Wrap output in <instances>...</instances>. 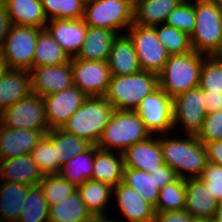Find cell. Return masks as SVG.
I'll use <instances>...</instances> for the list:
<instances>
[{"label":"cell","mask_w":222,"mask_h":222,"mask_svg":"<svg viewBox=\"0 0 222 222\" xmlns=\"http://www.w3.org/2000/svg\"><path fill=\"white\" fill-rule=\"evenodd\" d=\"M207 113L222 110V92H212L202 89Z\"/></svg>","instance_id":"obj_48"},{"label":"cell","mask_w":222,"mask_h":222,"mask_svg":"<svg viewBox=\"0 0 222 222\" xmlns=\"http://www.w3.org/2000/svg\"><path fill=\"white\" fill-rule=\"evenodd\" d=\"M151 135L171 134L173 130V97L158 86L145 96L135 110Z\"/></svg>","instance_id":"obj_11"},{"label":"cell","mask_w":222,"mask_h":222,"mask_svg":"<svg viewBox=\"0 0 222 222\" xmlns=\"http://www.w3.org/2000/svg\"><path fill=\"white\" fill-rule=\"evenodd\" d=\"M73 85L88 97L105 96L111 73L107 61H89L70 58Z\"/></svg>","instance_id":"obj_13"},{"label":"cell","mask_w":222,"mask_h":222,"mask_svg":"<svg viewBox=\"0 0 222 222\" xmlns=\"http://www.w3.org/2000/svg\"><path fill=\"white\" fill-rule=\"evenodd\" d=\"M31 186L0 181V219L2 222H17L22 202Z\"/></svg>","instance_id":"obj_28"},{"label":"cell","mask_w":222,"mask_h":222,"mask_svg":"<svg viewBox=\"0 0 222 222\" xmlns=\"http://www.w3.org/2000/svg\"><path fill=\"white\" fill-rule=\"evenodd\" d=\"M97 149L96 145H91L83 153L62 164L58 175L76 187L86 180L92 179L94 156Z\"/></svg>","instance_id":"obj_31"},{"label":"cell","mask_w":222,"mask_h":222,"mask_svg":"<svg viewBox=\"0 0 222 222\" xmlns=\"http://www.w3.org/2000/svg\"><path fill=\"white\" fill-rule=\"evenodd\" d=\"M113 196L116 205L128 222H153L155 207L144 201L140 195L123 182L113 187Z\"/></svg>","instance_id":"obj_18"},{"label":"cell","mask_w":222,"mask_h":222,"mask_svg":"<svg viewBox=\"0 0 222 222\" xmlns=\"http://www.w3.org/2000/svg\"><path fill=\"white\" fill-rule=\"evenodd\" d=\"M43 178V173L30 154L0 160V181L35 186L39 185Z\"/></svg>","instance_id":"obj_22"},{"label":"cell","mask_w":222,"mask_h":222,"mask_svg":"<svg viewBox=\"0 0 222 222\" xmlns=\"http://www.w3.org/2000/svg\"><path fill=\"white\" fill-rule=\"evenodd\" d=\"M184 0H136L134 24L154 27L166 22L168 15Z\"/></svg>","instance_id":"obj_27"},{"label":"cell","mask_w":222,"mask_h":222,"mask_svg":"<svg viewBox=\"0 0 222 222\" xmlns=\"http://www.w3.org/2000/svg\"><path fill=\"white\" fill-rule=\"evenodd\" d=\"M30 156L44 176L58 174L60 166L56 159V146H53V142L46 135L34 147Z\"/></svg>","instance_id":"obj_39"},{"label":"cell","mask_w":222,"mask_h":222,"mask_svg":"<svg viewBox=\"0 0 222 222\" xmlns=\"http://www.w3.org/2000/svg\"><path fill=\"white\" fill-rule=\"evenodd\" d=\"M111 76L130 75L142 71L134 44L127 34L114 39L107 60Z\"/></svg>","instance_id":"obj_21"},{"label":"cell","mask_w":222,"mask_h":222,"mask_svg":"<svg viewBox=\"0 0 222 222\" xmlns=\"http://www.w3.org/2000/svg\"><path fill=\"white\" fill-rule=\"evenodd\" d=\"M207 162L222 166V140L204 143Z\"/></svg>","instance_id":"obj_47"},{"label":"cell","mask_w":222,"mask_h":222,"mask_svg":"<svg viewBox=\"0 0 222 222\" xmlns=\"http://www.w3.org/2000/svg\"><path fill=\"white\" fill-rule=\"evenodd\" d=\"M88 222H122V220L121 218L119 219L117 216L111 218L110 215L107 216V214H97V215H91Z\"/></svg>","instance_id":"obj_50"},{"label":"cell","mask_w":222,"mask_h":222,"mask_svg":"<svg viewBox=\"0 0 222 222\" xmlns=\"http://www.w3.org/2000/svg\"><path fill=\"white\" fill-rule=\"evenodd\" d=\"M12 26L10 17L4 5L0 2V50L3 49L5 39Z\"/></svg>","instance_id":"obj_49"},{"label":"cell","mask_w":222,"mask_h":222,"mask_svg":"<svg viewBox=\"0 0 222 222\" xmlns=\"http://www.w3.org/2000/svg\"><path fill=\"white\" fill-rule=\"evenodd\" d=\"M213 222H222V201L218 203Z\"/></svg>","instance_id":"obj_51"},{"label":"cell","mask_w":222,"mask_h":222,"mask_svg":"<svg viewBox=\"0 0 222 222\" xmlns=\"http://www.w3.org/2000/svg\"><path fill=\"white\" fill-rule=\"evenodd\" d=\"M199 87L212 92H222V60L203 56Z\"/></svg>","instance_id":"obj_41"},{"label":"cell","mask_w":222,"mask_h":222,"mask_svg":"<svg viewBox=\"0 0 222 222\" xmlns=\"http://www.w3.org/2000/svg\"><path fill=\"white\" fill-rule=\"evenodd\" d=\"M214 1L222 9V0H214Z\"/></svg>","instance_id":"obj_54"},{"label":"cell","mask_w":222,"mask_h":222,"mask_svg":"<svg viewBox=\"0 0 222 222\" xmlns=\"http://www.w3.org/2000/svg\"><path fill=\"white\" fill-rule=\"evenodd\" d=\"M43 98L46 120L49 128L52 129L61 128L88 96L73 85L68 89L49 94Z\"/></svg>","instance_id":"obj_14"},{"label":"cell","mask_w":222,"mask_h":222,"mask_svg":"<svg viewBox=\"0 0 222 222\" xmlns=\"http://www.w3.org/2000/svg\"><path fill=\"white\" fill-rule=\"evenodd\" d=\"M123 153L98 148L95 151L92 180L117 186L123 180Z\"/></svg>","instance_id":"obj_25"},{"label":"cell","mask_w":222,"mask_h":222,"mask_svg":"<svg viewBox=\"0 0 222 222\" xmlns=\"http://www.w3.org/2000/svg\"><path fill=\"white\" fill-rule=\"evenodd\" d=\"M203 56L196 51L169 55L163 70L158 75L159 86L170 97L199 86Z\"/></svg>","instance_id":"obj_4"},{"label":"cell","mask_w":222,"mask_h":222,"mask_svg":"<svg viewBox=\"0 0 222 222\" xmlns=\"http://www.w3.org/2000/svg\"><path fill=\"white\" fill-rule=\"evenodd\" d=\"M217 202L222 201V166L207 162L199 177Z\"/></svg>","instance_id":"obj_44"},{"label":"cell","mask_w":222,"mask_h":222,"mask_svg":"<svg viewBox=\"0 0 222 222\" xmlns=\"http://www.w3.org/2000/svg\"><path fill=\"white\" fill-rule=\"evenodd\" d=\"M159 86L158 75L139 71L130 75L111 76L104 96L115 110L135 111L143 98Z\"/></svg>","instance_id":"obj_5"},{"label":"cell","mask_w":222,"mask_h":222,"mask_svg":"<svg viewBox=\"0 0 222 222\" xmlns=\"http://www.w3.org/2000/svg\"><path fill=\"white\" fill-rule=\"evenodd\" d=\"M32 92L41 97L73 86L71 61L58 66H39L30 71Z\"/></svg>","instance_id":"obj_15"},{"label":"cell","mask_w":222,"mask_h":222,"mask_svg":"<svg viewBox=\"0 0 222 222\" xmlns=\"http://www.w3.org/2000/svg\"><path fill=\"white\" fill-rule=\"evenodd\" d=\"M41 30L29 26H11L2 49L8 69H32L35 45Z\"/></svg>","instance_id":"obj_10"},{"label":"cell","mask_w":222,"mask_h":222,"mask_svg":"<svg viewBox=\"0 0 222 222\" xmlns=\"http://www.w3.org/2000/svg\"><path fill=\"white\" fill-rule=\"evenodd\" d=\"M44 135L42 131L12 129L0 123V160L29 155Z\"/></svg>","instance_id":"obj_19"},{"label":"cell","mask_w":222,"mask_h":222,"mask_svg":"<svg viewBox=\"0 0 222 222\" xmlns=\"http://www.w3.org/2000/svg\"><path fill=\"white\" fill-rule=\"evenodd\" d=\"M211 56L222 60V36H221V41H220V44L218 46V49Z\"/></svg>","instance_id":"obj_53"},{"label":"cell","mask_w":222,"mask_h":222,"mask_svg":"<svg viewBox=\"0 0 222 222\" xmlns=\"http://www.w3.org/2000/svg\"><path fill=\"white\" fill-rule=\"evenodd\" d=\"M70 61L69 56L62 47L53 39L51 34L42 29L35 45L32 68L39 66H58Z\"/></svg>","instance_id":"obj_30"},{"label":"cell","mask_w":222,"mask_h":222,"mask_svg":"<svg viewBox=\"0 0 222 222\" xmlns=\"http://www.w3.org/2000/svg\"><path fill=\"white\" fill-rule=\"evenodd\" d=\"M160 43L169 55L190 53L193 51L190 35L167 24L154 26Z\"/></svg>","instance_id":"obj_37"},{"label":"cell","mask_w":222,"mask_h":222,"mask_svg":"<svg viewBox=\"0 0 222 222\" xmlns=\"http://www.w3.org/2000/svg\"><path fill=\"white\" fill-rule=\"evenodd\" d=\"M195 219L184 209L180 211L156 212L153 222H194Z\"/></svg>","instance_id":"obj_45"},{"label":"cell","mask_w":222,"mask_h":222,"mask_svg":"<svg viewBox=\"0 0 222 222\" xmlns=\"http://www.w3.org/2000/svg\"><path fill=\"white\" fill-rule=\"evenodd\" d=\"M39 185L44 192L49 206L63 201L77 190L75 185L69 183L58 174L45 175L39 182Z\"/></svg>","instance_id":"obj_40"},{"label":"cell","mask_w":222,"mask_h":222,"mask_svg":"<svg viewBox=\"0 0 222 222\" xmlns=\"http://www.w3.org/2000/svg\"><path fill=\"white\" fill-rule=\"evenodd\" d=\"M90 217L91 213L77 190L63 201L49 206V222H88Z\"/></svg>","instance_id":"obj_32"},{"label":"cell","mask_w":222,"mask_h":222,"mask_svg":"<svg viewBox=\"0 0 222 222\" xmlns=\"http://www.w3.org/2000/svg\"><path fill=\"white\" fill-rule=\"evenodd\" d=\"M4 127L12 129H29L47 133L48 126L45 114L44 98L30 93L27 97L4 109L0 113Z\"/></svg>","instance_id":"obj_8"},{"label":"cell","mask_w":222,"mask_h":222,"mask_svg":"<svg viewBox=\"0 0 222 222\" xmlns=\"http://www.w3.org/2000/svg\"><path fill=\"white\" fill-rule=\"evenodd\" d=\"M150 136L151 133L136 111L114 109L96 146L102 150L123 153L131 145Z\"/></svg>","instance_id":"obj_3"},{"label":"cell","mask_w":222,"mask_h":222,"mask_svg":"<svg viewBox=\"0 0 222 222\" xmlns=\"http://www.w3.org/2000/svg\"><path fill=\"white\" fill-rule=\"evenodd\" d=\"M17 222H49V205L40 185L29 188Z\"/></svg>","instance_id":"obj_35"},{"label":"cell","mask_w":222,"mask_h":222,"mask_svg":"<svg viewBox=\"0 0 222 222\" xmlns=\"http://www.w3.org/2000/svg\"><path fill=\"white\" fill-rule=\"evenodd\" d=\"M83 3L87 4L90 3L92 0H81Z\"/></svg>","instance_id":"obj_56"},{"label":"cell","mask_w":222,"mask_h":222,"mask_svg":"<svg viewBox=\"0 0 222 222\" xmlns=\"http://www.w3.org/2000/svg\"><path fill=\"white\" fill-rule=\"evenodd\" d=\"M133 0H92L85 4L82 20L87 26L126 34L134 23Z\"/></svg>","instance_id":"obj_6"},{"label":"cell","mask_w":222,"mask_h":222,"mask_svg":"<svg viewBox=\"0 0 222 222\" xmlns=\"http://www.w3.org/2000/svg\"><path fill=\"white\" fill-rule=\"evenodd\" d=\"M165 24L191 35L195 29V0H184L169 15Z\"/></svg>","instance_id":"obj_42"},{"label":"cell","mask_w":222,"mask_h":222,"mask_svg":"<svg viewBox=\"0 0 222 222\" xmlns=\"http://www.w3.org/2000/svg\"><path fill=\"white\" fill-rule=\"evenodd\" d=\"M8 70L2 50H0V78Z\"/></svg>","instance_id":"obj_52"},{"label":"cell","mask_w":222,"mask_h":222,"mask_svg":"<svg viewBox=\"0 0 222 222\" xmlns=\"http://www.w3.org/2000/svg\"><path fill=\"white\" fill-rule=\"evenodd\" d=\"M205 105L199 86L173 97V130L182 128L181 134L197 135L207 115Z\"/></svg>","instance_id":"obj_12"},{"label":"cell","mask_w":222,"mask_h":222,"mask_svg":"<svg viewBox=\"0 0 222 222\" xmlns=\"http://www.w3.org/2000/svg\"><path fill=\"white\" fill-rule=\"evenodd\" d=\"M45 135L53 142V146H56V159L59 166L91 146L85 139L67 133L61 128H52Z\"/></svg>","instance_id":"obj_33"},{"label":"cell","mask_w":222,"mask_h":222,"mask_svg":"<svg viewBox=\"0 0 222 222\" xmlns=\"http://www.w3.org/2000/svg\"><path fill=\"white\" fill-rule=\"evenodd\" d=\"M124 167L154 173L164 164L159 135L135 143L123 152Z\"/></svg>","instance_id":"obj_16"},{"label":"cell","mask_w":222,"mask_h":222,"mask_svg":"<svg viewBox=\"0 0 222 222\" xmlns=\"http://www.w3.org/2000/svg\"><path fill=\"white\" fill-rule=\"evenodd\" d=\"M218 202L200 178L186 179L185 210L195 220H212Z\"/></svg>","instance_id":"obj_20"},{"label":"cell","mask_w":222,"mask_h":222,"mask_svg":"<svg viewBox=\"0 0 222 222\" xmlns=\"http://www.w3.org/2000/svg\"><path fill=\"white\" fill-rule=\"evenodd\" d=\"M114 108L104 96H91L63 124L61 129L97 145Z\"/></svg>","instance_id":"obj_2"},{"label":"cell","mask_w":222,"mask_h":222,"mask_svg":"<svg viewBox=\"0 0 222 222\" xmlns=\"http://www.w3.org/2000/svg\"><path fill=\"white\" fill-rule=\"evenodd\" d=\"M45 29L62 47L69 58H74L84 42L87 25L82 18L77 20L55 19L49 20Z\"/></svg>","instance_id":"obj_17"},{"label":"cell","mask_w":222,"mask_h":222,"mask_svg":"<svg viewBox=\"0 0 222 222\" xmlns=\"http://www.w3.org/2000/svg\"><path fill=\"white\" fill-rule=\"evenodd\" d=\"M132 40L142 71L159 75L169 58L166 48L158 40L154 27L132 24L126 31Z\"/></svg>","instance_id":"obj_9"},{"label":"cell","mask_w":222,"mask_h":222,"mask_svg":"<svg viewBox=\"0 0 222 222\" xmlns=\"http://www.w3.org/2000/svg\"><path fill=\"white\" fill-rule=\"evenodd\" d=\"M152 174L155 175V180L159 189L179 178L177 174L165 163Z\"/></svg>","instance_id":"obj_46"},{"label":"cell","mask_w":222,"mask_h":222,"mask_svg":"<svg viewBox=\"0 0 222 222\" xmlns=\"http://www.w3.org/2000/svg\"><path fill=\"white\" fill-rule=\"evenodd\" d=\"M174 133L176 134L173 137ZM178 135V136H177ZM185 135V136H184ZM162 157L179 178H199L207 164L206 148L196 135L173 132L159 135Z\"/></svg>","instance_id":"obj_1"},{"label":"cell","mask_w":222,"mask_h":222,"mask_svg":"<svg viewBox=\"0 0 222 222\" xmlns=\"http://www.w3.org/2000/svg\"><path fill=\"white\" fill-rule=\"evenodd\" d=\"M222 36V9L214 0H195V29L190 35L193 51L211 56Z\"/></svg>","instance_id":"obj_7"},{"label":"cell","mask_w":222,"mask_h":222,"mask_svg":"<svg viewBox=\"0 0 222 222\" xmlns=\"http://www.w3.org/2000/svg\"><path fill=\"white\" fill-rule=\"evenodd\" d=\"M77 191L91 215L108 214L110 201L114 198L111 185L90 179L77 186Z\"/></svg>","instance_id":"obj_29"},{"label":"cell","mask_w":222,"mask_h":222,"mask_svg":"<svg viewBox=\"0 0 222 222\" xmlns=\"http://www.w3.org/2000/svg\"><path fill=\"white\" fill-rule=\"evenodd\" d=\"M186 179L178 178L159 191L156 212L180 211L185 209Z\"/></svg>","instance_id":"obj_36"},{"label":"cell","mask_w":222,"mask_h":222,"mask_svg":"<svg viewBox=\"0 0 222 222\" xmlns=\"http://www.w3.org/2000/svg\"><path fill=\"white\" fill-rule=\"evenodd\" d=\"M47 20H77L83 17L85 3L81 0H40Z\"/></svg>","instance_id":"obj_38"},{"label":"cell","mask_w":222,"mask_h":222,"mask_svg":"<svg viewBox=\"0 0 222 222\" xmlns=\"http://www.w3.org/2000/svg\"><path fill=\"white\" fill-rule=\"evenodd\" d=\"M122 182L133 188L144 201L156 207L160 189L157 187L155 175L124 167Z\"/></svg>","instance_id":"obj_34"},{"label":"cell","mask_w":222,"mask_h":222,"mask_svg":"<svg viewBox=\"0 0 222 222\" xmlns=\"http://www.w3.org/2000/svg\"><path fill=\"white\" fill-rule=\"evenodd\" d=\"M32 93L27 70L8 69L0 78V113Z\"/></svg>","instance_id":"obj_23"},{"label":"cell","mask_w":222,"mask_h":222,"mask_svg":"<svg viewBox=\"0 0 222 222\" xmlns=\"http://www.w3.org/2000/svg\"><path fill=\"white\" fill-rule=\"evenodd\" d=\"M117 33L105 29L87 26L86 36L75 58L89 61H107L112 43Z\"/></svg>","instance_id":"obj_26"},{"label":"cell","mask_w":222,"mask_h":222,"mask_svg":"<svg viewBox=\"0 0 222 222\" xmlns=\"http://www.w3.org/2000/svg\"><path fill=\"white\" fill-rule=\"evenodd\" d=\"M194 222H213V220H195Z\"/></svg>","instance_id":"obj_55"},{"label":"cell","mask_w":222,"mask_h":222,"mask_svg":"<svg viewBox=\"0 0 222 222\" xmlns=\"http://www.w3.org/2000/svg\"><path fill=\"white\" fill-rule=\"evenodd\" d=\"M12 25L45 29L48 22L40 0H0Z\"/></svg>","instance_id":"obj_24"},{"label":"cell","mask_w":222,"mask_h":222,"mask_svg":"<svg viewBox=\"0 0 222 222\" xmlns=\"http://www.w3.org/2000/svg\"><path fill=\"white\" fill-rule=\"evenodd\" d=\"M196 136L203 144L222 140V110L207 113L202 129Z\"/></svg>","instance_id":"obj_43"}]
</instances>
